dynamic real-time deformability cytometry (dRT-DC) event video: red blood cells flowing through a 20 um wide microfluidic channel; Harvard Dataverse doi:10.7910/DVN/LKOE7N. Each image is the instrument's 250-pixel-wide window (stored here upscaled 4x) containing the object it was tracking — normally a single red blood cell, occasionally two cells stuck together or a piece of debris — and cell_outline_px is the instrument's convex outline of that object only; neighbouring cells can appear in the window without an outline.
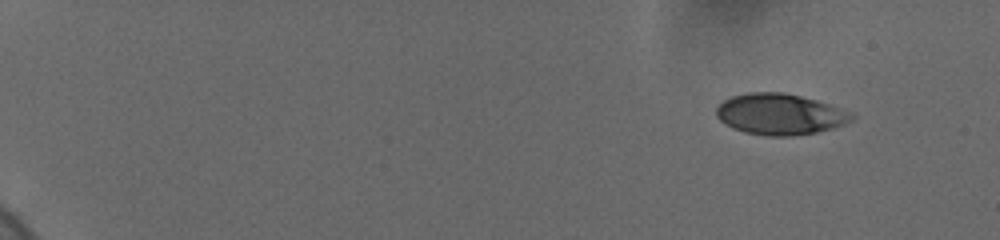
{"species": "human", "species_latin": "Homo sapiens", "temperature_condition": "cold", "stored_images_in_passage": 20, "camera_frame_rate_fps": 3000, "um_per_image_px": 0.085, "donor": {"sex": "female"}, "frame": {"image": 1, "passage_image": 1, "time_ms": 0.0, "image_size_px": [1000, 240], "cell_outline_px": [[856, 116], [852, 120], [844, 124], [832, 128], [816, 132], [792, 136], [764, 136], [744, 132], [732, 128], [724, 124], [716, 116], [716, 108], [724, 100], [732, 96], [748, 92], [784, 92], [816, 100], [852, 112]], "centroid_in_image_um": [66.28, 9.71], "position_along_channel_um": 18.7, "area_um2": 32.48}}
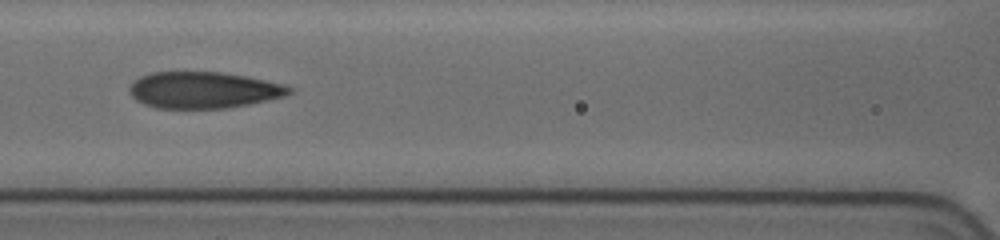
{"frame": {"image": 2, "passage_image": 12, "time_ms": 8.0, "image_size_px": [1000, 240], "cell_outline_px": [[292, 92], [284, 96], [268, 100], [228, 108], [156, 108], [144, 104], [136, 100], [128, 92], [128, 88], [140, 76], [152, 72], [224, 72], [284, 84], [292, 88]], "centroid_in_image_um": [17.28, 7.65], "position_along_channel_um": 149.3, "area_um2": 33.87}}
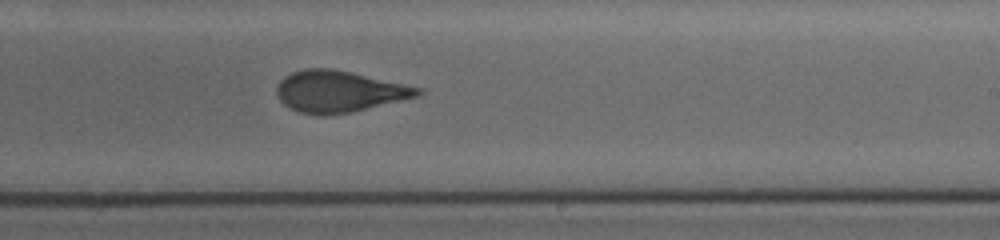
{"frame": {"image": 3, "passage_image": 20, "time_ms": 11.0, "image_size_px": [1000, 240], "cell_outline_px": [[424, 92], [420, 96], [352, 112], [300, 112], [284, 104], [280, 100], [276, 92], [276, 88], [280, 80], [284, 76], [292, 72], [304, 68], [328, 68], [352, 72], [424, 88]], "centroid_in_image_um": [28.88, 7.73], "position_along_channel_um": 260.1, "area_um2": 33.52}}